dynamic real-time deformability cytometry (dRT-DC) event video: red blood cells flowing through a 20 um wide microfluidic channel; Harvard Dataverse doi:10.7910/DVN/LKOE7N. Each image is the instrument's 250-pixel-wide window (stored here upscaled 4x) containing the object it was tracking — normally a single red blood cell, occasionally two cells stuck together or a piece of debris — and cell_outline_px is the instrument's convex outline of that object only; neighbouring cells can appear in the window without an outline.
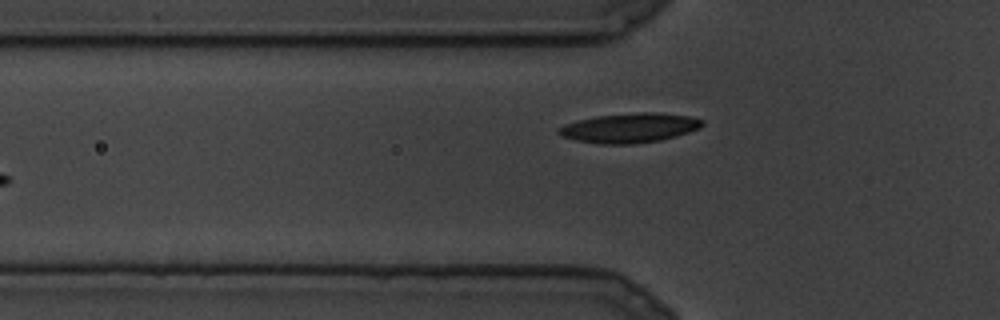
{"species": "common noctule bat (a hibernating species)", "species_latin": "Nyctalus noctula", "temperature_condition": "cold", "stored_images_in_passage": 10, "camera_frame_rate_fps": 3000, "um_per_image_px": 0.085, "animal": {"sex": "male", "body_mass_g": 19.5, "forearm_length_mm": 54.6}, "frame": {"image": 1, "passage_image": 10, "time_ms": 3.0, "image_size_px": [1000, 320], "cell_outline_px": [[704, 124], [700, 128], [676, 136], [660, 140], [632, 144], [600, 144], [576, 140], [560, 136], [556, 132], [556, 128], [564, 124], [596, 116], [636, 112], [656, 112], [688, 116], [704, 120]], "centroid_in_image_um": [53.49, 10.87], "position_along_channel_um": 72.3, "area_um2": 24.8}}